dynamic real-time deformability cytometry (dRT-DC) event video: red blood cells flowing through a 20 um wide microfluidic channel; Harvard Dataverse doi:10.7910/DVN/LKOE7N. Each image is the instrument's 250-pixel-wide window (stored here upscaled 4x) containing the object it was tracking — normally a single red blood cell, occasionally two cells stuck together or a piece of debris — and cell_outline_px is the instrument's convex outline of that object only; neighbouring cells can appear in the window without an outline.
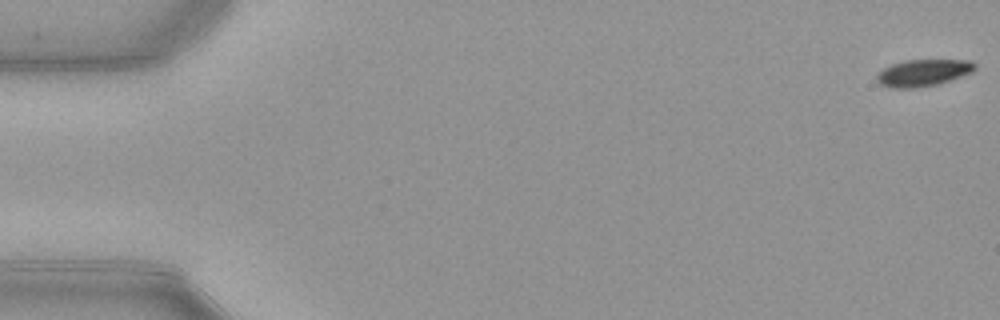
{"species": "common noctule bat (a hibernating species)", "species_latin": "Nyctalus noctula", "temperature_condition": "warm", "stored_images_in_passage": 11, "camera_frame_rate_fps": 3000, "um_per_image_px": 0.085, "animal": {"sex": "female", "body_mass_g": 21.9}, "frame": {"image": 1, "passage_image": 1, "time_ms": 0.0, "image_size_px": [1000, 320], "cell_outline_px": [[976, 68], [972, 72], [936, 84], [916, 88], [888, 88], [880, 84], [876, 80], [876, 76], [884, 68], [892, 64], [904, 60], [968, 60], [976, 64]], "centroid_in_image_um": [78.43, 6.19], "position_along_channel_um": 6.6, "area_um2": 15.2}}